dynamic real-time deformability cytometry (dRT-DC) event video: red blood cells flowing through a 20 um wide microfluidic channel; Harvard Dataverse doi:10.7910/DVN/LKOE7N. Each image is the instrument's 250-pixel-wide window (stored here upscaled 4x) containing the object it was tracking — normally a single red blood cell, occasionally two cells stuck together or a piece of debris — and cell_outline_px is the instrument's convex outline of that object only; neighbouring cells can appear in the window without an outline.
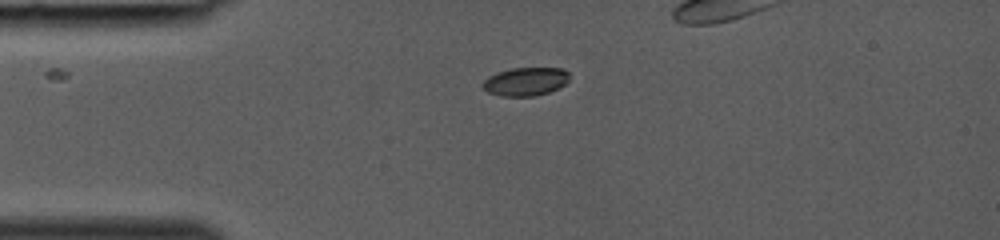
{"species": "common noctule bat (a hibernating species)", "species_latin": "Nyctalus noctula", "temperature_condition": "room temperature", "stored_images_in_passage": 27, "camera_frame_rate_fps": 3000, "um_per_image_px": 0.085, "animal": {"sex": "female", "body_mass_g": 19.0, "forearm_length_mm": 53.3}, "frame": {"image": 1, "passage_image": 1, "time_ms": 0.0, "image_size_px": [1000, 240], "cell_outline_px": [[568, 80], [564, 84], [548, 92], [536, 96], [500, 96], [488, 92], [480, 84], [488, 76], [496, 72], [512, 68], [564, 68], [568, 72]], "centroid_in_image_um": [44.63, 6.92], "position_along_channel_um": 40.4, "area_um2": 14.33}}
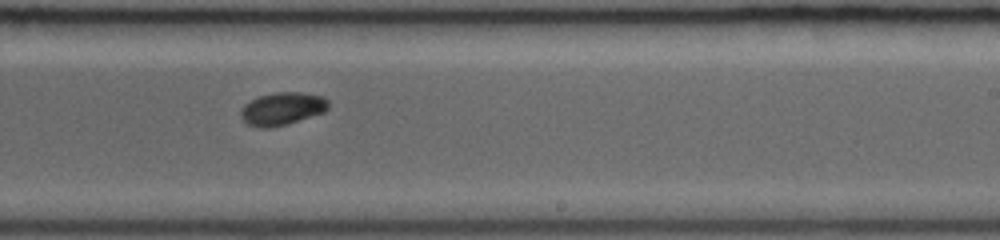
{"frame": {"image": 2, "passage_image": 16, "time_ms": 5.0, "image_size_px": [1000, 240], "cell_outline_px": [[328, 108], [324, 112], [288, 124], [272, 128], [260, 128], [248, 124], [240, 116], [240, 112], [244, 104], [260, 96], [276, 92], [300, 92], [324, 96], [328, 100]], "centroid_in_image_um": [24.0, 9.25], "position_along_channel_um": 265.0, "area_um2": 16.76}}
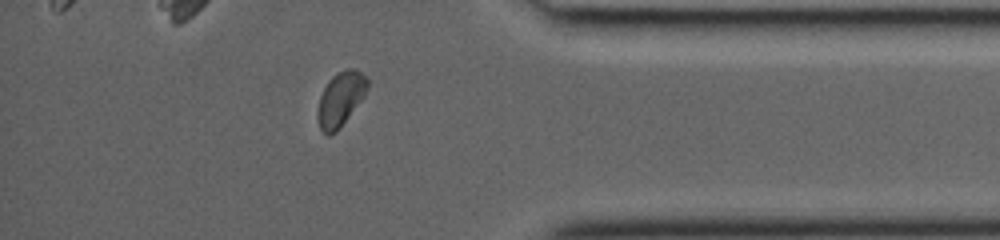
{"frame": {"image": 3, "passage_image": 25, "time_ms": 8.0, "image_size_px": [1000, 240], "cell_outline_px": [[368, 84], [364, 96], [340, 128], [336, 132], [328, 136], [320, 128], [316, 116], [316, 112], [320, 96], [328, 80], [336, 72], [348, 68], [356, 68], [368, 76]], "centroid_in_image_um": [28.94, 8.39], "position_along_channel_um": 406.3, "area_um2": 15.95}}